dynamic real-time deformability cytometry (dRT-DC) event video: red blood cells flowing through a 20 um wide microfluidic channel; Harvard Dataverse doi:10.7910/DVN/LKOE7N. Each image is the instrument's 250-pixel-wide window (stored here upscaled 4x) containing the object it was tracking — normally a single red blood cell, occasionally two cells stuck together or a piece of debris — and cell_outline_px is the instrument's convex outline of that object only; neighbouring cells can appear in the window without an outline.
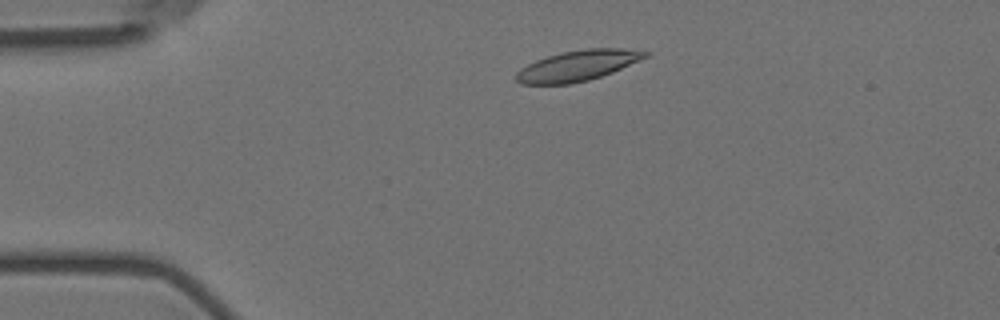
{"species": "Egyptian fruit bat (a non-hibernating species)", "species_latin": "Rousettus aegyptiacus", "temperature_condition": "room temperature", "stored_images_in_passage": 19, "camera_frame_rate_fps": 3000, "um_per_image_px": 0.085, "animal": {"sex": "female"}, "frame": {"image": 1, "passage_image": 7, "time_ms": 2.0, "image_size_px": [1000, 320], "cell_outline_px": [[648, 56], [640, 60], [612, 72], [588, 80], [568, 84], [520, 84], [516, 80], [516, 72], [520, 68], [536, 60], [548, 56], [564, 52], [584, 48], [624, 48], [648, 52]], "centroid_in_image_um": [49.08, 5.58], "position_along_channel_um": 35.9, "area_um2": 22.77}}
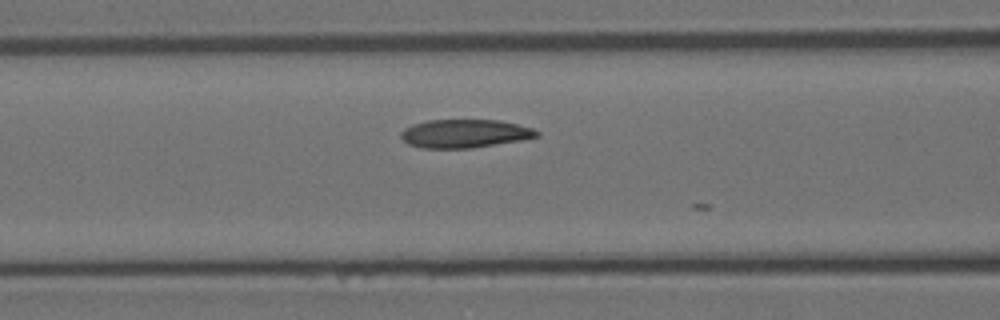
{"frame": {"image": 2, "passage_image": 18, "time_ms": 5.667, "image_size_px": [1000, 320], "cell_outline_px": [[540, 136], [524, 140], [472, 148], [420, 148], [408, 144], [400, 136], [400, 132], [404, 128], [412, 124], [428, 120], [500, 120], [532, 128], [540, 132]], "centroid_in_image_um": [39.5, 11.36], "position_along_channel_um": 127.1, "area_um2": 22.66}}